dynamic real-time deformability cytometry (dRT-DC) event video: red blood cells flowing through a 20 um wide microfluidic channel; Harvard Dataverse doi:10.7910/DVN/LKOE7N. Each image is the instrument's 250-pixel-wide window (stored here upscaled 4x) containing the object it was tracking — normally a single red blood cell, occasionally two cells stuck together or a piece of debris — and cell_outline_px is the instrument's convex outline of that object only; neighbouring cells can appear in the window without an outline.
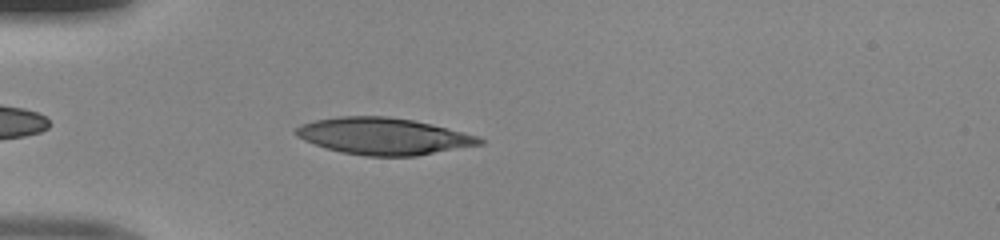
{"species": "human", "species_latin": "Homo sapiens", "temperature_condition": "room temperature", "stored_images_in_passage": 33, "camera_frame_rate_fps": 3000, "um_per_image_px": 0.085, "donor": {"sex": "male"}, "frame": {"image": 1, "passage_image": 4, "time_ms": 1.0, "image_size_px": [1000, 240], "cell_outline_px": [[484, 144], [416, 156], [364, 156], [340, 152], [304, 140], [296, 136], [292, 132], [300, 124], [316, 120], [340, 116], [384, 116], [412, 120], [480, 136], [484, 140]], "centroid_in_image_um": [32.59, 11.58], "position_along_channel_um": 52.4, "area_um2": 39.25}}
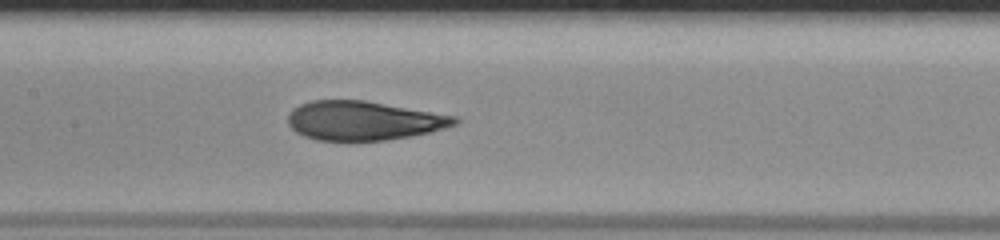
{"frame": {"image": 2, "passage_image": 14, "time_ms": 4.333, "image_size_px": [1000, 240], "cell_outline_px": [[460, 120], [456, 124], [444, 128], [412, 136], [384, 140], [316, 140], [304, 136], [296, 132], [288, 124], [288, 116], [292, 108], [300, 104], [312, 100], [364, 100], [456, 116]], "centroid_in_image_um": [30.88, 10.25], "position_along_channel_um": 176.5, "area_um2": 37.8}}
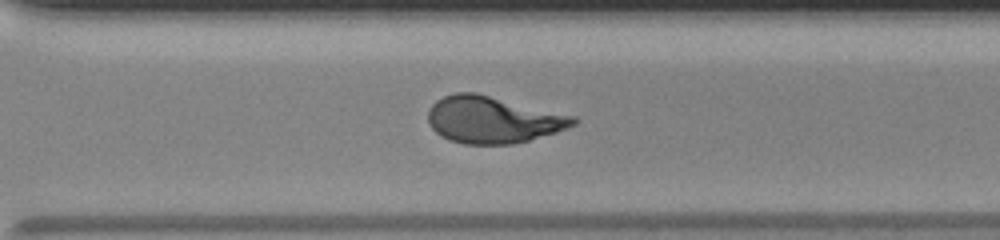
{"frame": {"image": 3, "passage_image": 25, "time_ms": 8.0, "image_size_px": [1000, 240], "cell_outline_px": [[576, 124], [568, 128], [556, 132], [528, 140], [512, 144], [464, 144], [448, 140], [440, 136], [432, 128], [428, 120], [428, 112], [432, 104], [436, 100], [444, 96], [456, 92], [476, 92], [576, 116]], "centroid_in_image_um": [41.88, 10.17], "position_along_channel_um": 328.7, "area_um2": 39.71}}